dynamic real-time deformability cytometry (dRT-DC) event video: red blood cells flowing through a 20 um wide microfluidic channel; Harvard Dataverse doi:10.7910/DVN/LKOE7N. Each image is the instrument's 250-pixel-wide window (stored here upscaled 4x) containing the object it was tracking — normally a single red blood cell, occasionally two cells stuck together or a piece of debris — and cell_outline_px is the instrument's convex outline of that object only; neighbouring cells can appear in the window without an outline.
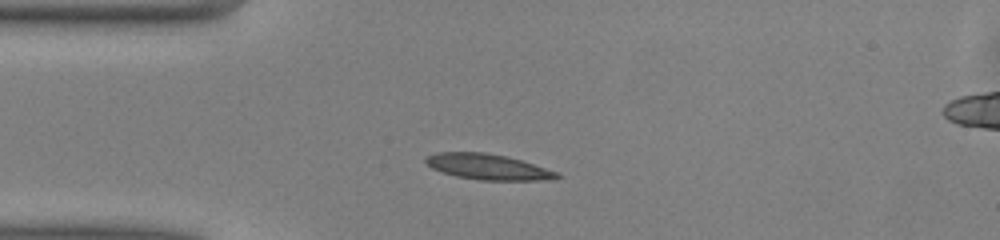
{"species": "common noctule bat (a hibernating species)", "species_latin": "Nyctalus noctula", "temperature_condition": "warm", "stored_images_in_passage": 40, "segment_of_instrument_passage": [1, 2], "camera_frame_rate_fps": 3000, "um_per_image_px": 0.085, "animal": {"sex": "male", "body_mass_g": 13.0, "forearm_length_mm": 53.1}, "frame": {"image": 1, "passage_image": 1, "time_ms": 0.0, "image_size_px": [1000, 240], "cell_outline_px": [[564, 176], [556, 180], [480, 180], [456, 176], [440, 172], [432, 168], [424, 160], [424, 156], [436, 152], [484, 152], [508, 156], [560, 172]], "centroid_in_image_um": [41.52, 14.18], "position_along_channel_um": 43.5, "area_um2": 20.0}}
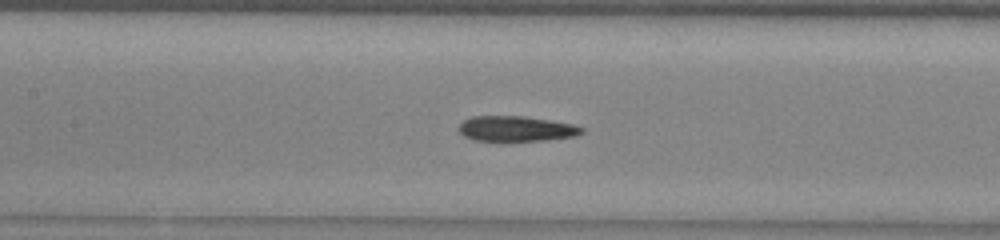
{"frame": {"image": 2, "passage_image": 11, "time_ms": 3.333, "image_size_px": [1000, 240], "cell_outline_px": [[584, 132], [576, 136], [544, 140], [472, 140], [464, 136], [460, 132], [460, 124], [464, 120], [472, 116], [524, 116], [572, 124], [584, 128]], "centroid_in_image_um": [43.88, 10.93], "position_along_channel_um": 163.5, "area_um2": 17.86}}
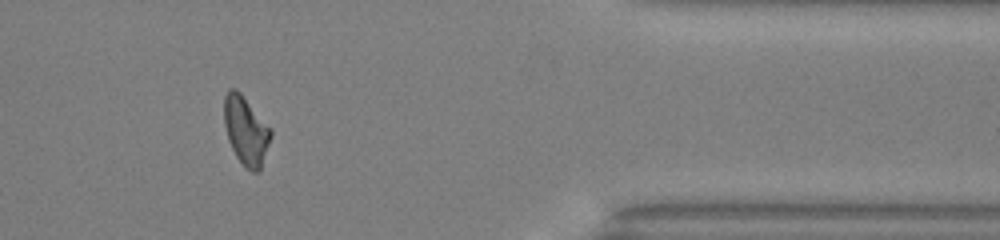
{"frame": {"image": 3, "passage_image": 30, "time_ms": 9.667, "image_size_px": [1000, 240], "cell_outline_px": [[272, 136], [260, 172], [252, 172], [244, 168], [236, 156], [228, 140], [224, 124], [224, 96], [228, 88], [236, 88], [240, 92], [272, 128]], "centroid_in_image_um": [20.91, 11.11], "position_along_channel_um": 390.5, "area_um2": 19.07}}